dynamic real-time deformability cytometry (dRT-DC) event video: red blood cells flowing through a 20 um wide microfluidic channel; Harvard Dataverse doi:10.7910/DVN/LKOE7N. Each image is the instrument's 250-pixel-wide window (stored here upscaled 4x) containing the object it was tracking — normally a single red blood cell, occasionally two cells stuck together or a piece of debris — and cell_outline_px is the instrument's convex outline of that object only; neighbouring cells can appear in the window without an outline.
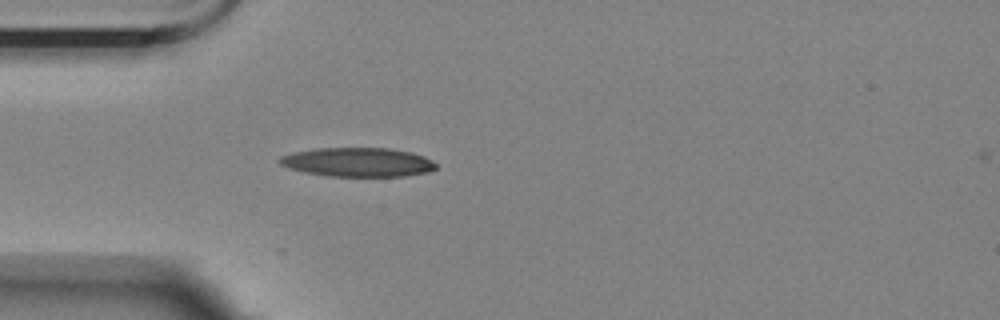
{"species": "Egyptian fruit bat (a non-hibernating species)", "species_latin": "Rousettus aegyptiacus", "temperature_condition": "room temperature", "stored_images_in_passage": 41, "camera_frame_rate_fps": 3000, "um_per_image_px": 0.085, "animal": {"sex": "female"}, "frame": {"image": 1, "passage_image": 1, "time_ms": 0.0, "image_size_px": [1000, 320], "cell_outline_px": [[436, 168], [428, 172], [404, 176], [324, 176], [304, 172], [288, 168], [280, 164], [276, 160], [280, 156], [292, 152], [316, 148], [388, 148], [412, 152], [424, 156], [432, 160], [436, 164]], "centroid_in_image_um": [30.38, 13.78], "position_along_channel_um": 54.6, "area_um2": 26.7}}
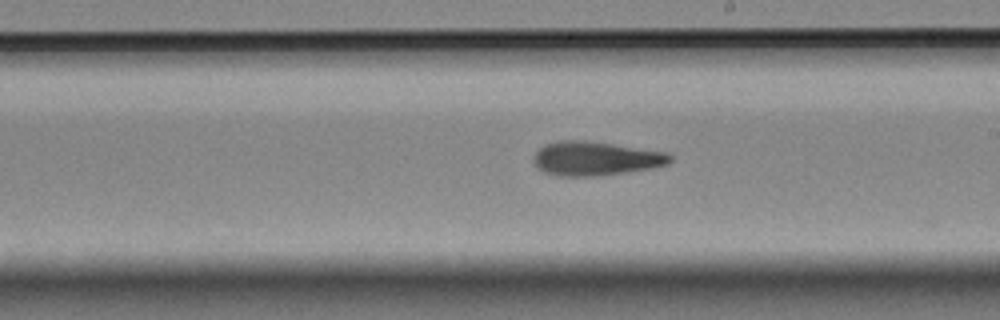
{"frame": {"image": 2, "passage_image": 17, "time_ms": 5.333, "image_size_px": [1000, 320], "cell_outline_px": [[672, 160], [668, 164], [652, 168], [596, 176], [560, 176], [544, 172], [536, 168], [532, 160], [536, 152], [544, 144], [560, 140], [584, 140], [612, 144], [664, 152], [672, 156]], "centroid_in_image_um": [50.57, 13.47], "position_along_channel_um": 238.4, "area_um2": 26.93}}
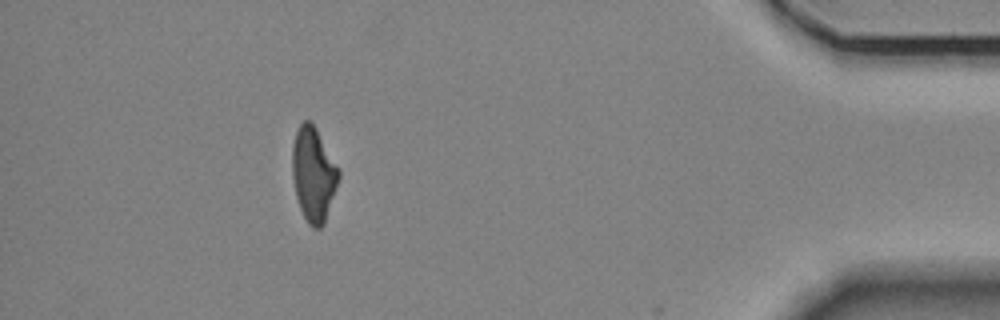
{"frame": {"image": 3, "passage_image": 36, "time_ms": 11.667, "image_size_px": [1000, 320], "cell_outline_px": [[340, 176], [324, 224], [320, 228], [312, 228], [308, 224], [300, 208], [296, 196], [292, 176], [292, 144], [296, 132], [300, 124], [304, 120], [312, 120], [340, 168]], "centroid_in_image_um": [26.65, 14.77], "position_along_channel_um": 408.6, "area_um2": 25.78}, "authors_computed_cell_mechanics": {"area_um2": 26.5302, "velocity_mm_per_s": 3.5301, "shape_relaxation_time_tau1_ms": 8.2456, "shape_relaxation_time_tau2_ms": 5.958, "deformation_change_tau1": 0.2059, "deformation_change_tau2": 0.178}}